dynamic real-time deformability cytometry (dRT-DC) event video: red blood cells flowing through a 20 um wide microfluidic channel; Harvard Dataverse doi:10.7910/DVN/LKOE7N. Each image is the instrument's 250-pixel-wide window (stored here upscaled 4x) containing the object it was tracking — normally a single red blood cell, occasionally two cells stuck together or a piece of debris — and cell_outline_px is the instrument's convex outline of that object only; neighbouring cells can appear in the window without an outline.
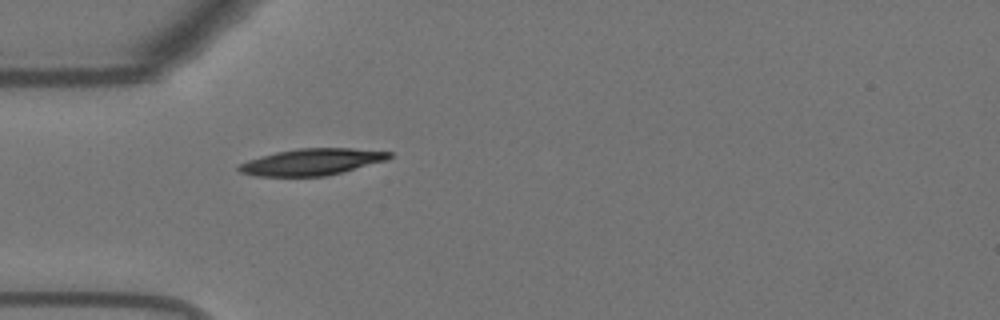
{"species": "Egyptian fruit bat (a non-hibernating species)", "species_latin": "Rousettus aegyptiacus", "temperature_condition": "warm", "stored_images_in_passage": 37, "camera_frame_rate_fps": 3000, "um_per_image_px": 0.085, "animal": {"sex": "female"}, "frame": {"image": 1, "passage_image": 1, "time_ms": 0.0, "image_size_px": [1000, 320], "cell_outline_px": [[392, 156], [388, 160], [344, 172], [324, 176], [256, 176], [240, 172], [236, 168], [240, 164], [248, 160], [276, 152], [296, 148], [352, 148], [392, 152]], "centroid_in_image_um": [26.54, 13.76], "position_along_channel_um": 58.5, "area_um2": 23.35}}
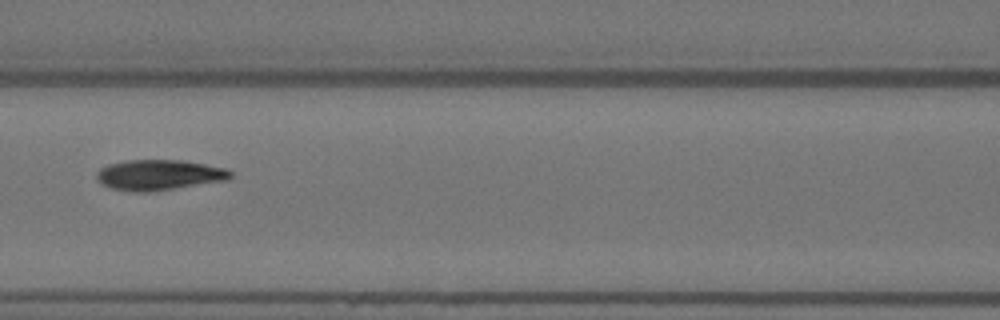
{"frame": {"image": 2, "passage_image": 9, "time_ms": 2.667, "image_size_px": [1000, 320], "cell_outline_px": [[232, 176], [228, 180], [148, 192], [132, 192], [112, 188], [100, 184], [96, 180], [96, 172], [100, 168], [108, 164], [128, 160], [180, 160], [228, 168], [232, 172]], "centroid_in_image_um": [13.5, 14.87], "position_along_channel_um": 153.1, "area_um2": 23.87}}
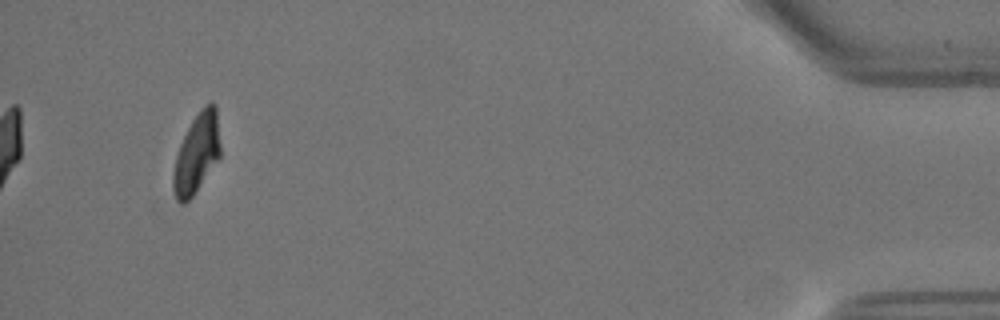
{"frame": {"image": 3, "passage_image": 37, "time_ms": 12.0, "image_size_px": [1000, 320], "cell_outline_px": [[220, 160], [192, 196], [184, 204], [176, 200], [172, 188], [172, 172], [176, 156], [180, 144], [192, 120], [200, 108], [204, 104], [212, 100], [216, 104], [220, 144]], "centroid_in_image_um": [16.73, 13.03], "position_along_channel_um": 418.5, "area_um2": 22.25}, "authors_computed_cell_mechanics": {"area_um2": 23.5824, "velocity_mm_per_s": 3.6452, "shape_relaxation_time_tau1_ms": 8.0241, "shape_relaxation_time_tau2_ms": 1.4423, "deformation_change_tau1": 0.2541, "deformation_change_tau2": 0.0647}}